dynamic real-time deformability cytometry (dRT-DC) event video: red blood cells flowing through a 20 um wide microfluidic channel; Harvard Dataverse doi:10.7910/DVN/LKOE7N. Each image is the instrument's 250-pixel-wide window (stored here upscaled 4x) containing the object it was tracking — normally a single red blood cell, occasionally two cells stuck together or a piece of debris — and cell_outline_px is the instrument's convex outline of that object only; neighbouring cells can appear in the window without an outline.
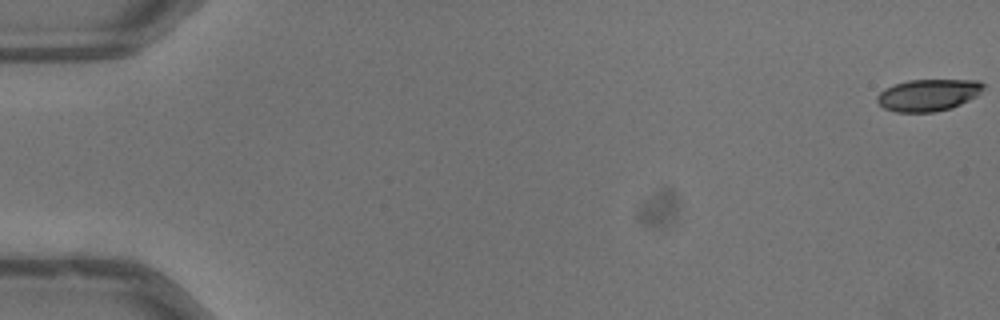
{"species": "common noctule bat (a hibernating species)", "species_latin": "Nyctalus noctula", "temperature_condition": "warm", "stored_images_in_passage": 53, "camera_frame_rate_fps": 3000, "um_per_image_px": 0.085, "animal": {"sex": "male", "body_mass_g": 13.3}, "frame": {"image": 1, "passage_image": 1, "time_ms": 0.0, "image_size_px": [1000, 320], "cell_outline_px": [[984, 88], [976, 96], [952, 108], [936, 112], [896, 112], [884, 108], [876, 100], [876, 96], [884, 88], [908, 80], [980, 80], [984, 84]], "centroid_in_image_um": [78.89, 8.08], "position_along_channel_um": 6.1, "area_um2": 19.77}}
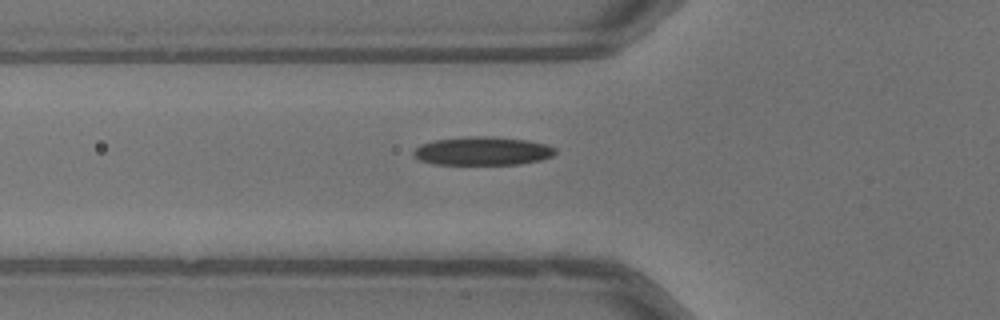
{"frame": {"image": 2, "passage_image": 20, "time_ms": 6.333, "image_size_px": [1000, 320], "cell_outline_px": [[556, 152], [552, 156], [540, 160], [520, 164], [436, 164], [420, 160], [412, 156], [412, 152], [420, 144], [432, 140], [468, 136], [492, 136], [528, 140], [548, 144], [556, 148]], "centroid_in_image_um": [41.02, 12.82], "position_along_channel_um": 84.8, "area_um2": 23.76}}
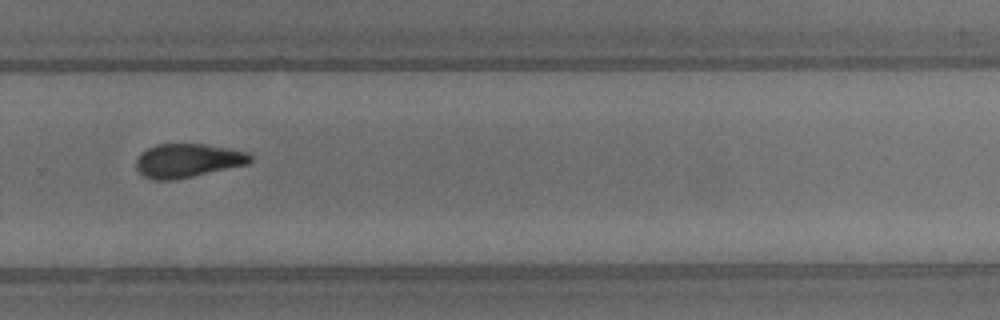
{"frame": {"image": 3, "passage_image": 37, "time_ms": 12.0, "image_size_px": [1000, 320], "cell_outline_px": [[252, 160], [248, 164], [192, 176], [172, 180], [152, 180], [144, 176], [136, 168], [136, 160], [140, 152], [156, 144], [204, 144], [228, 148], [248, 152], [252, 156]], "centroid_in_image_um": [15.94, 13.64], "position_along_channel_um": 313.9, "area_um2": 22.43}, "authors_computed_cell_mechanics": {"area_um2": 22.3108, "velocity_mm_per_s": 4.0398, "shape_relaxation_time_tau1_ms": 4.9135, "shape_relaxation_time_tau2_ms": 3.1859, "deformation_change_tau1": 0.1537, "deformation_change_tau2": 0.0967}}